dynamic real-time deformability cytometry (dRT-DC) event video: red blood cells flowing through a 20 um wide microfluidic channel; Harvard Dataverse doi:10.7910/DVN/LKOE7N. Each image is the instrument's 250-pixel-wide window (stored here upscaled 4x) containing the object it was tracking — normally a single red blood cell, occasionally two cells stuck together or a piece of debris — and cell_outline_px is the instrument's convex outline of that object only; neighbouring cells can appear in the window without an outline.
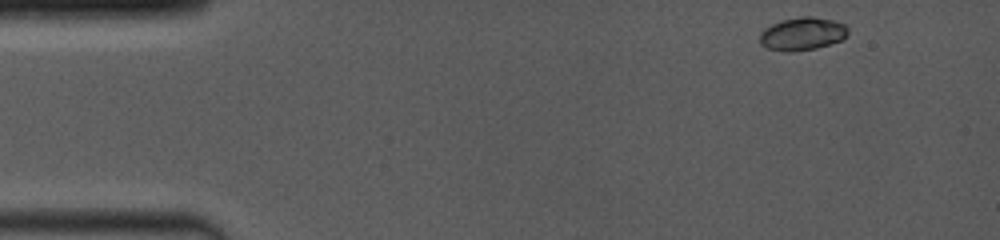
{"species": "common noctule bat (a hibernating species)", "species_latin": "Nyctalus noctula", "temperature_condition": "room temperature", "stored_images_in_passage": 53, "camera_frame_rate_fps": 4000, "um_per_image_px": 0.085, "animal": {"sex": "female", "body_mass_g": 19.0, "forearm_length_mm": 53.3}, "frame": {"image": 1, "passage_image": 1, "time_ms": 0.0, "image_size_px": [1000, 240], "cell_outline_px": [[848, 36], [840, 40], [816, 48], [792, 52], [784, 52], [764, 48], [760, 44], [760, 32], [764, 28], [772, 24], [784, 20], [804, 16], [808, 16], [832, 20], [844, 24], [848, 28]], "centroid_in_image_um": [68.17, 2.89], "position_along_channel_um": 16.8, "area_um2": 16.94}}
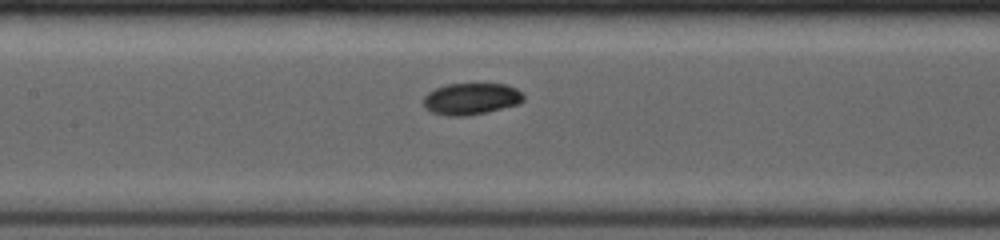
{"frame": {"image": 2, "passage_image": 29, "time_ms": 6.25, "image_size_px": [1000, 240], "cell_outline_px": [[524, 100], [520, 104], [468, 116], [448, 116], [432, 112], [424, 108], [424, 96], [428, 92], [436, 88], [448, 84], [504, 84], [516, 88], [524, 92]], "centroid_in_image_um": [40.07, 8.4], "position_along_channel_um": 167.3, "area_um2": 18.55}}
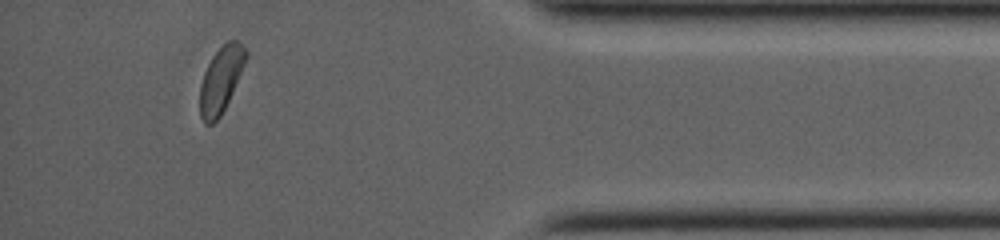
{"frame": {"image": 3, "passage_image": 50, "time_ms": 13.0, "image_size_px": [1000, 240], "cell_outline_px": [[248, 56], [232, 92], [220, 116], [212, 124], [204, 124], [200, 116], [200, 84], [204, 72], [212, 56], [228, 40], [236, 40], [248, 52]], "centroid_in_image_um": [18.76, 6.78], "position_along_channel_um": 416.4, "area_um2": 17.34}, "authors_computed_cell_mechanics": {"area_um2": 17.918, "velocity_mm_per_s": 4.0632, "shape_relaxation_time_tau1_ms": 2.4973, "shape_relaxation_time_tau2_ms": 4.179, "deformation_change_tau1": 0.0792, "deformation_change_tau2": 0.0547}}